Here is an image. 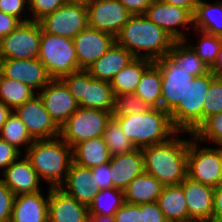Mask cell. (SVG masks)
Instances as JSON below:
<instances>
[{
	"mask_svg": "<svg viewBox=\"0 0 222 222\" xmlns=\"http://www.w3.org/2000/svg\"><path fill=\"white\" fill-rule=\"evenodd\" d=\"M13 112L22 120L34 140L59 137L60 127L51 118L38 94Z\"/></svg>",
	"mask_w": 222,
	"mask_h": 222,
	"instance_id": "14",
	"label": "cell"
},
{
	"mask_svg": "<svg viewBox=\"0 0 222 222\" xmlns=\"http://www.w3.org/2000/svg\"><path fill=\"white\" fill-rule=\"evenodd\" d=\"M125 203L124 191L117 188L99 190L89 205V215H114Z\"/></svg>",
	"mask_w": 222,
	"mask_h": 222,
	"instance_id": "35",
	"label": "cell"
},
{
	"mask_svg": "<svg viewBox=\"0 0 222 222\" xmlns=\"http://www.w3.org/2000/svg\"><path fill=\"white\" fill-rule=\"evenodd\" d=\"M38 59L52 79L82 70L79 67L73 39L42 31Z\"/></svg>",
	"mask_w": 222,
	"mask_h": 222,
	"instance_id": "7",
	"label": "cell"
},
{
	"mask_svg": "<svg viewBox=\"0 0 222 222\" xmlns=\"http://www.w3.org/2000/svg\"><path fill=\"white\" fill-rule=\"evenodd\" d=\"M42 191L15 195L10 222H48V200Z\"/></svg>",
	"mask_w": 222,
	"mask_h": 222,
	"instance_id": "24",
	"label": "cell"
},
{
	"mask_svg": "<svg viewBox=\"0 0 222 222\" xmlns=\"http://www.w3.org/2000/svg\"><path fill=\"white\" fill-rule=\"evenodd\" d=\"M112 116L108 111L79 107L60 127L59 136L71 148L82 141L103 137Z\"/></svg>",
	"mask_w": 222,
	"mask_h": 222,
	"instance_id": "9",
	"label": "cell"
},
{
	"mask_svg": "<svg viewBox=\"0 0 222 222\" xmlns=\"http://www.w3.org/2000/svg\"><path fill=\"white\" fill-rule=\"evenodd\" d=\"M177 132L166 142L142 148L144 170L164 186L181 184L188 176V138Z\"/></svg>",
	"mask_w": 222,
	"mask_h": 222,
	"instance_id": "1",
	"label": "cell"
},
{
	"mask_svg": "<svg viewBox=\"0 0 222 222\" xmlns=\"http://www.w3.org/2000/svg\"><path fill=\"white\" fill-rule=\"evenodd\" d=\"M210 70L215 74L216 77H222V41L218 52V57L214 65Z\"/></svg>",
	"mask_w": 222,
	"mask_h": 222,
	"instance_id": "52",
	"label": "cell"
},
{
	"mask_svg": "<svg viewBox=\"0 0 222 222\" xmlns=\"http://www.w3.org/2000/svg\"><path fill=\"white\" fill-rule=\"evenodd\" d=\"M157 203L169 222L191 219L188 214L182 183L163 186Z\"/></svg>",
	"mask_w": 222,
	"mask_h": 222,
	"instance_id": "29",
	"label": "cell"
},
{
	"mask_svg": "<svg viewBox=\"0 0 222 222\" xmlns=\"http://www.w3.org/2000/svg\"><path fill=\"white\" fill-rule=\"evenodd\" d=\"M163 186L157 178L144 171L124 190L125 202L130 204L157 202Z\"/></svg>",
	"mask_w": 222,
	"mask_h": 222,
	"instance_id": "26",
	"label": "cell"
},
{
	"mask_svg": "<svg viewBox=\"0 0 222 222\" xmlns=\"http://www.w3.org/2000/svg\"><path fill=\"white\" fill-rule=\"evenodd\" d=\"M192 136L206 145L222 144V112L206 118L192 133Z\"/></svg>",
	"mask_w": 222,
	"mask_h": 222,
	"instance_id": "38",
	"label": "cell"
},
{
	"mask_svg": "<svg viewBox=\"0 0 222 222\" xmlns=\"http://www.w3.org/2000/svg\"><path fill=\"white\" fill-rule=\"evenodd\" d=\"M0 64L2 66L4 77L20 81L34 89L36 92H39L52 80L44 64L38 58H0Z\"/></svg>",
	"mask_w": 222,
	"mask_h": 222,
	"instance_id": "17",
	"label": "cell"
},
{
	"mask_svg": "<svg viewBox=\"0 0 222 222\" xmlns=\"http://www.w3.org/2000/svg\"><path fill=\"white\" fill-rule=\"evenodd\" d=\"M21 155L22 152L20 150L0 137V169L2 172Z\"/></svg>",
	"mask_w": 222,
	"mask_h": 222,
	"instance_id": "45",
	"label": "cell"
},
{
	"mask_svg": "<svg viewBox=\"0 0 222 222\" xmlns=\"http://www.w3.org/2000/svg\"><path fill=\"white\" fill-rule=\"evenodd\" d=\"M38 22L43 32L73 39L88 26L87 5L66 2Z\"/></svg>",
	"mask_w": 222,
	"mask_h": 222,
	"instance_id": "11",
	"label": "cell"
},
{
	"mask_svg": "<svg viewBox=\"0 0 222 222\" xmlns=\"http://www.w3.org/2000/svg\"><path fill=\"white\" fill-rule=\"evenodd\" d=\"M138 205L140 206V222H169L157 202Z\"/></svg>",
	"mask_w": 222,
	"mask_h": 222,
	"instance_id": "44",
	"label": "cell"
},
{
	"mask_svg": "<svg viewBox=\"0 0 222 222\" xmlns=\"http://www.w3.org/2000/svg\"><path fill=\"white\" fill-rule=\"evenodd\" d=\"M0 137L9 144L15 146L22 153V148H24V152H26L35 141L30 136L22 120L13 111L4 123L2 130L0 131Z\"/></svg>",
	"mask_w": 222,
	"mask_h": 222,
	"instance_id": "34",
	"label": "cell"
},
{
	"mask_svg": "<svg viewBox=\"0 0 222 222\" xmlns=\"http://www.w3.org/2000/svg\"><path fill=\"white\" fill-rule=\"evenodd\" d=\"M36 94L37 92L34 89L20 81L4 76L1 79L0 101H2L12 111L33 98Z\"/></svg>",
	"mask_w": 222,
	"mask_h": 222,
	"instance_id": "33",
	"label": "cell"
},
{
	"mask_svg": "<svg viewBox=\"0 0 222 222\" xmlns=\"http://www.w3.org/2000/svg\"><path fill=\"white\" fill-rule=\"evenodd\" d=\"M103 138L112 156L130 153L136 149L128 137L123 133L119 122L113 116L107 122Z\"/></svg>",
	"mask_w": 222,
	"mask_h": 222,
	"instance_id": "37",
	"label": "cell"
},
{
	"mask_svg": "<svg viewBox=\"0 0 222 222\" xmlns=\"http://www.w3.org/2000/svg\"><path fill=\"white\" fill-rule=\"evenodd\" d=\"M69 88L79 107L111 112L115 106V95L110 82L94 79L85 69L61 79Z\"/></svg>",
	"mask_w": 222,
	"mask_h": 222,
	"instance_id": "6",
	"label": "cell"
},
{
	"mask_svg": "<svg viewBox=\"0 0 222 222\" xmlns=\"http://www.w3.org/2000/svg\"><path fill=\"white\" fill-rule=\"evenodd\" d=\"M153 63V60L135 57L110 81L114 95L118 96L125 93H134L142 75Z\"/></svg>",
	"mask_w": 222,
	"mask_h": 222,
	"instance_id": "28",
	"label": "cell"
},
{
	"mask_svg": "<svg viewBox=\"0 0 222 222\" xmlns=\"http://www.w3.org/2000/svg\"><path fill=\"white\" fill-rule=\"evenodd\" d=\"M37 94L59 127L79 108L78 102L61 79H52Z\"/></svg>",
	"mask_w": 222,
	"mask_h": 222,
	"instance_id": "16",
	"label": "cell"
},
{
	"mask_svg": "<svg viewBox=\"0 0 222 222\" xmlns=\"http://www.w3.org/2000/svg\"><path fill=\"white\" fill-rule=\"evenodd\" d=\"M86 222H115L114 215H89Z\"/></svg>",
	"mask_w": 222,
	"mask_h": 222,
	"instance_id": "54",
	"label": "cell"
},
{
	"mask_svg": "<svg viewBox=\"0 0 222 222\" xmlns=\"http://www.w3.org/2000/svg\"><path fill=\"white\" fill-rule=\"evenodd\" d=\"M160 1L187 9L192 15L195 12L196 3H197L195 0H160Z\"/></svg>",
	"mask_w": 222,
	"mask_h": 222,
	"instance_id": "51",
	"label": "cell"
},
{
	"mask_svg": "<svg viewBox=\"0 0 222 222\" xmlns=\"http://www.w3.org/2000/svg\"><path fill=\"white\" fill-rule=\"evenodd\" d=\"M219 148H220V150H221V152H222V144H221V145H219Z\"/></svg>",
	"mask_w": 222,
	"mask_h": 222,
	"instance_id": "58",
	"label": "cell"
},
{
	"mask_svg": "<svg viewBox=\"0 0 222 222\" xmlns=\"http://www.w3.org/2000/svg\"><path fill=\"white\" fill-rule=\"evenodd\" d=\"M169 56L194 77L204 75L210 71V67L202 61L185 40L175 41Z\"/></svg>",
	"mask_w": 222,
	"mask_h": 222,
	"instance_id": "32",
	"label": "cell"
},
{
	"mask_svg": "<svg viewBox=\"0 0 222 222\" xmlns=\"http://www.w3.org/2000/svg\"><path fill=\"white\" fill-rule=\"evenodd\" d=\"M21 22L16 16L0 11V39L15 30Z\"/></svg>",
	"mask_w": 222,
	"mask_h": 222,
	"instance_id": "48",
	"label": "cell"
},
{
	"mask_svg": "<svg viewBox=\"0 0 222 222\" xmlns=\"http://www.w3.org/2000/svg\"><path fill=\"white\" fill-rule=\"evenodd\" d=\"M200 39L196 42V45L191 43L189 37L185 40L195 53L202 59V61L212 67L218 57L219 48L221 45L222 37L215 36L197 29L192 30Z\"/></svg>",
	"mask_w": 222,
	"mask_h": 222,
	"instance_id": "36",
	"label": "cell"
},
{
	"mask_svg": "<svg viewBox=\"0 0 222 222\" xmlns=\"http://www.w3.org/2000/svg\"><path fill=\"white\" fill-rule=\"evenodd\" d=\"M145 15L150 21L165 30L175 41L186 40L188 33L185 29H189L191 32L194 28L193 15L187 9L160 0H153Z\"/></svg>",
	"mask_w": 222,
	"mask_h": 222,
	"instance_id": "13",
	"label": "cell"
},
{
	"mask_svg": "<svg viewBox=\"0 0 222 222\" xmlns=\"http://www.w3.org/2000/svg\"><path fill=\"white\" fill-rule=\"evenodd\" d=\"M11 112L12 110L8 108L2 101H0V131L2 130V127Z\"/></svg>",
	"mask_w": 222,
	"mask_h": 222,
	"instance_id": "53",
	"label": "cell"
},
{
	"mask_svg": "<svg viewBox=\"0 0 222 222\" xmlns=\"http://www.w3.org/2000/svg\"><path fill=\"white\" fill-rule=\"evenodd\" d=\"M151 107L142 101L135 93H125L115 96L113 116L146 113Z\"/></svg>",
	"mask_w": 222,
	"mask_h": 222,
	"instance_id": "39",
	"label": "cell"
},
{
	"mask_svg": "<svg viewBox=\"0 0 222 222\" xmlns=\"http://www.w3.org/2000/svg\"><path fill=\"white\" fill-rule=\"evenodd\" d=\"M30 20L38 22L44 16L53 13L67 1L66 0H28Z\"/></svg>",
	"mask_w": 222,
	"mask_h": 222,
	"instance_id": "41",
	"label": "cell"
},
{
	"mask_svg": "<svg viewBox=\"0 0 222 222\" xmlns=\"http://www.w3.org/2000/svg\"><path fill=\"white\" fill-rule=\"evenodd\" d=\"M15 195L0 179V222H10Z\"/></svg>",
	"mask_w": 222,
	"mask_h": 222,
	"instance_id": "43",
	"label": "cell"
},
{
	"mask_svg": "<svg viewBox=\"0 0 222 222\" xmlns=\"http://www.w3.org/2000/svg\"><path fill=\"white\" fill-rule=\"evenodd\" d=\"M87 9L88 26L114 37L132 15L119 0H91Z\"/></svg>",
	"mask_w": 222,
	"mask_h": 222,
	"instance_id": "15",
	"label": "cell"
},
{
	"mask_svg": "<svg viewBox=\"0 0 222 222\" xmlns=\"http://www.w3.org/2000/svg\"><path fill=\"white\" fill-rule=\"evenodd\" d=\"M162 76L161 108L170 113L183 100L194 76L179 66L169 55L154 61Z\"/></svg>",
	"mask_w": 222,
	"mask_h": 222,
	"instance_id": "12",
	"label": "cell"
},
{
	"mask_svg": "<svg viewBox=\"0 0 222 222\" xmlns=\"http://www.w3.org/2000/svg\"><path fill=\"white\" fill-rule=\"evenodd\" d=\"M203 106V121L222 112V77H215L206 93Z\"/></svg>",
	"mask_w": 222,
	"mask_h": 222,
	"instance_id": "40",
	"label": "cell"
},
{
	"mask_svg": "<svg viewBox=\"0 0 222 222\" xmlns=\"http://www.w3.org/2000/svg\"><path fill=\"white\" fill-rule=\"evenodd\" d=\"M23 154L48 187H60L65 182L73 161L72 148L60 136L35 140Z\"/></svg>",
	"mask_w": 222,
	"mask_h": 222,
	"instance_id": "3",
	"label": "cell"
},
{
	"mask_svg": "<svg viewBox=\"0 0 222 222\" xmlns=\"http://www.w3.org/2000/svg\"><path fill=\"white\" fill-rule=\"evenodd\" d=\"M77 60L81 69H87L116 42L109 33L87 26L73 38Z\"/></svg>",
	"mask_w": 222,
	"mask_h": 222,
	"instance_id": "18",
	"label": "cell"
},
{
	"mask_svg": "<svg viewBox=\"0 0 222 222\" xmlns=\"http://www.w3.org/2000/svg\"><path fill=\"white\" fill-rule=\"evenodd\" d=\"M109 164L113 187L123 191L135 177L145 171L142 148H136L130 153L113 155Z\"/></svg>",
	"mask_w": 222,
	"mask_h": 222,
	"instance_id": "23",
	"label": "cell"
},
{
	"mask_svg": "<svg viewBox=\"0 0 222 222\" xmlns=\"http://www.w3.org/2000/svg\"><path fill=\"white\" fill-rule=\"evenodd\" d=\"M184 196L191 219L212 222L214 187L194 181L188 176L182 182Z\"/></svg>",
	"mask_w": 222,
	"mask_h": 222,
	"instance_id": "21",
	"label": "cell"
},
{
	"mask_svg": "<svg viewBox=\"0 0 222 222\" xmlns=\"http://www.w3.org/2000/svg\"><path fill=\"white\" fill-rule=\"evenodd\" d=\"M66 1L70 3H83L87 5L91 0H66Z\"/></svg>",
	"mask_w": 222,
	"mask_h": 222,
	"instance_id": "55",
	"label": "cell"
},
{
	"mask_svg": "<svg viewBox=\"0 0 222 222\" xmlns=\"http://www.w3.org/2000/svg\"><path fill=\"white\" fill-rule=\"evenodd\" d=\"M190 133L188 144V177L211 187L222 182V152L219 146L202 147ZM201 146V147H200Z\"/></svg>",
	"mask_w": 222,
	"mask_h": 222,
	"instance_id": "8",
	"label": "cell"
},
{
	"mask_svg": "<svg viewBox=\"0 0 222 222\" xmlns=\"http://www.w3.org/2000/svg\"><path fill=\"white\" fill-rule=\"evenodd\" d=\"M41 35L42 28L39 22H21L15 30L0 39V58H38Z\"/></svg>",
	"mask_w": 222,
	"mask_h": 222,
	"instance_id": "10",
	"label": "cell"
},
{
	"mask_svg": "<svg viewBox=\"0 0 222 222\" xmlns=\"http://www.w3.org/2000/svg\"><path fill=\"white\" fill-rule=\"evenodd\" d=\"M194 29L222 37V0L209 3L206 0L196 3L193 14Z\"/></svg>",
	"mask_w": 222,
	"mask_h": 222,
	"instance_id": "30",
	"label": "cell"
},
{
	"mask_svg": "<svg viewBox=\"0 0 222 222\" xmlns=\"http://www.w3.org/2000/svg\"><path fill=\"white\" fill-rule=\"evenodd\" d=\"M212 222H222V182L214 188Z\"/></svg>",
	"mask_w": 222,
	"mask_h": 222,
	"instance_id": "50",
	"label": "cell"
},
{
	"mask_svg": "<svg viewBox=\"0 0 222 222\" xmlns=\"http://www.w3.org/2000/svg\"><path fill=\"white\" fill-rule=\"evenodd\" d=\"M215 74L210 70L194 77L187 86L184 98L169 113L171 122L178 132L193 133L203 122V106L206 93Z\"/></svg>",
	"mask_w": 222,
	"mask_h": 222,
	"instance_id": "5",
	"label": "cell"
},
{
	"mask_svg": "<svg viewBox=\"0 0 222 222\" xmlns=\"http://www.w3.org/2000/svg\"><path fill=\"white\" fill-rule=\"evenodd\" d=\"M171 222H202L196 219H188V220H179V221H171Z\"/></svg>",
	"mask_w": 222,
	"mask_h": 222,
	"instance_id": "56",
	"label": "cell"
},
{
	"mask_svg": "<svg viewBox=\"0 0 222 222\" xmlns=\"http://www.w3.org/2000/svg\"><path fill=\"white\" fill-rule=\"evenodd\" d=\"M0 11L14 15L22 22L30 21L28 0H0Z\"/></svg>",
	"mask_w": 222,
	"mask_h": 222,
	"instance_id": "42",
	"label": "cell"
},
{
	"mask_svg": "<svg viewBox=\"0 0 222 222\" xmlns=\"http://www.w3.org/2000/svg\"><path fill=\"white\" fill-rule=\"evenodd\" d=\"M60 188L87 207L99 191L91 168L80 166L73 161L69 167L66 180Z\"/></svg>",
	"mask_w": 222,
	"mask_h": 222,
	"instance_id": "22",
	"label": "cell"
},
{
	"mask_svg": "<svg viewBox=\"0 0 222 222\" xmlns=\"http://www.w3.org/2000/svg\"><path fill=\"white\" fill-rule=\"evenodd\" d=\"M115 40L135 57L153 61L169 55L175 42L165 30L150 21L145 14L131 15Z\"/></svg>",
	"mask_w": 222,
	"mask_h": 222,
	"instance_id": "2",
	"label": "cell"
},
{
	"mask_svg": "<svg viewBox=\"0 0 222 222\" xmlns=\"http://www.w3.org/2000/svg\"><path fill=\"white\" fill-rule=\"evenodd\" d=\"M124 7L132 14H145L153 0H119Z\"/></svg>",
	"mask_w": 222,
	"mask_h": 222,
	"instance_id": "49",
	"label": "cell"
},
{
	"mask_svg": "<svg viewBox=\"0 0 222 222\" xmlns=\"http://www.w3.org/2000/svg\"><path fill=\"white\" fill-rule=\"evenodd\" d=\"M91 171L92 174H94V180L96 181V184H98L99 190L113 187L109 162L93 167L91 168Z\"/></svg>",
	"mask_w": 222,
	"mask_h": 222,
	"instance_id": "47",
	"label": "cell"
},
{
	"mask_svg": "<svg viewBox=\"0 0 222 222\" xmlns=\"http://www.w3.org/2000/svg\"><path fill=\"white\" fill-rule=\"evenodd\" d=\"M115 222H140V206L125 202L114 214Z\"/></svg>",
	"mask_w": 222,
	"mask_h": 222,
	"instance_id": "46",
	"label": "cell"
},
{
	"mask_svg": "<svg viewBox=\"0 0 222 222\" xmlns=\"http://www.w3.org/2000/svg\"><path fill=\"white\" fill-rule=\"evenodd\" d=\"M2 77H3V72H2V66H1V64H0V83H1Z\"/></svg>",
	"mask_w": 222,
	"mask_h": 222,
	"instance_id": "57",
	"label": "cell"
},
{
	"mask_svg": "<svg viewBox=\"0 0 222 222\" xmlns=\"http://www.w3.org/2000/svg\"><path fill=\"white\" fill-rule=\"evenodd\" d=\"M88 207L60 187H49L48 222H86Z\"/></svg>",
	"mask_w": 222,
	"mask_h": 222,
	"instance_id": "19",
	"label": "cell"
},
{
	"mask_svg": "<svg viewBox=\"0 0 222 222\" xmlns=\"http://www.w3.org/2000/svg\"><path fill=\"white\" fill-rule=\"evenodd\" d=\"M111 156L103 137L82 141L72 148L73 162L83 167L93 168L108 163Z\"/></svg>",
	"mask_w": 222,
	"mask_h": 222,
	"instance_id": "27",
	"label": "cell"
},
{
	"mask_svg": "<svg viewBox=\"0 0 222 222\" xmlns=\"http://www.w3.org/2000/svg\"><path fill=\"white\" fill-rule=\"evenodd\" d=\"M113 117L136 148L166 142L178 132L171 122L170 114L162 108H151L137 115Z\"/></svg>",
	"mask_w": 222,
	"mask_h": 222,
	"instance_id": "4",
	"label": "cell"
},
{
	"mask_svg": "<svg viewBox=\"0 0 222 222\" xmlns=\"http://www.w3.org/2000/svg\"><path fill=\"white\" fill-rule=\"evenodd\" d=\"M161 89V70L153 63L142 75L134 93L151 108H161Z\"/></svg>",
	"mask_w": 222,
	"mask_h": 222,
	"instance_id": "31",
	"label": "cell"
},
{
	"mask_svg": "<svg viewBox=\"0 0 222 222\" xmlns=\"http://www.w3.org/2000/svg\"><path fill=\"white\" fill-rule=\"evenodd\" d=\"M134 58L133 54L115 42L106 53L88 66L86 71L94 79L110 82Z\"/></svg>",
	"mask_w": 222,
	"mask_h": 222,
	"instance_id": "25",
	"label": "cell"
},
{
	"mask_svg": "<svg viewBox=\"0 0 222 222\" xmlns=\"http://www.w3.org/2000/svg\"><path fill=\"white\" fill-rule=\"evenodd\" d=\"M0 178L13 192L14 195L32 194L42 191L39 186L41 179L34 170L30 161L22 154L17 160L6 168Z\"/></svg>",
	"mask_w": 222,
	"mask_h": 222,
	"instance_id": "20",
	"label": "cell"
}]
</instances>
